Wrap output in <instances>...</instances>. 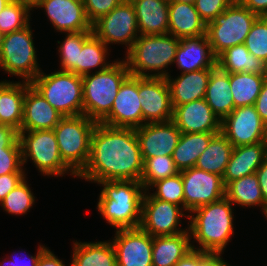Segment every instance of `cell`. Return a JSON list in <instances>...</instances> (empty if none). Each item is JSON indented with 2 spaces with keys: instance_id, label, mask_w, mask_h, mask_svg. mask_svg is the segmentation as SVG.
Segmentation results:
<instances>
[{
  "instance_id": "ac0fdd59",
  "label": "cell",
  "mask_w": 267,
  "mask_h": 266,
  "mask_svg": "<svg viewBox=\"0 0 267 266\" xmlns=\"http://www.w3.org/2000/svg\"><path fill=\"white\" fill-rule=\"evenodd\" d=\"M143 162L152 157L172 156L181 132L172 122L145 123L135 128Z\"/></svg>"
},
{
  "instance_id": "cb8c5ba5",
  "label": "cell",
  "mask_w": 267,
  "mask_h": 266,
  "mask_svg": "<svg viewBox=\"0 0 267 266\" xmlns=\"http://www.w3.org/2000/svg\"><path fill=\"white\" fill-rule=\"evenodd\" d=\"M202 69L194 72L180 73L173 78L169 74L166 81L169 86L172 107L190 103L198 99H204L211 71Z\"/></svg>"
},
{
  "instance_id": "8992f818",
  "label": "cell",
  "mask_w": 267,
  "mask_h": 266,
  "mask_svg": "<svg viewBox=\"0 0 267 266\" xmlns=\"http://www.w3.org/2000/svg\"><path fill=\"white\" fill-rule=\"evenodd\" d=\"M97 122L86 115L65 116L53 129L63 162L78 176L85 168Z\"/></svg>"
},
{
  "instance_id": "484cf974",
  "label": "cell",
  "mask_w": 267,
  "mask_h": 266,
  "mask_svg": "<svg viewBox=\"0 0 267 266\" xmlns=\"http://www.w3.org/2000/svg\"><path fill=\"white\" fill-rule=\"evenodd\" d=\"M168 33L176 38L199 37L206 34V23L195 6L184 2H169Z\"/></svg>"
},
{
  "instance_id": "680465c9",
  "label": "cell",
  "mask_w": 267,
  "mask_h": 266,
  "mask_svg": "<svg viewBox=\"0 0 267 266\" xmlns=\"http://www.w3.org/2000/svg\"><path fill=\"white\" fill-rule=\"evenodd\" d=\"M11 0H0V12L5 8V6L10 2Z\"/></svg>"
},
{
  "instance_id": "c3c4849f",
  "label": "cell",
  "mask_w": 267,
  "mask_h": 266,
  "mask_svg": "<svg viewBox=\"0 0 267 266\" xmlns=\"http://www.w3.org/2000/svg\"><path fill=\"white\" fill-rule=\"evenodd\" d=\"M222 252L200 251V266H232L222 258Z\"/></svg>"
},
{
  "instance_id": "ee69618b",
  "label": "cell",
  "mask_w": 267,
  "mask_h": 266,
  "mask_svg": "<svg viewBox=\"0 0 267 266\" xmlns=\"http://www.w3.org/2000/svg\"><path fill=\"white\" fill-rule=\"evenodd\" d=\"M233 2L234 0H196L194 6L200 18L207 24L218 14L223 13Z\"/></svg>"
},
{
  "instance_id": "816d5d0a",
  "label": "cell",
  "mask_w": 267,
  "mask_h": 266,
  "mask_svg": "<svg viewBox=\"0 0 267 266\" xmlns=\"http://www.w3.org/2000/svg\"><path fill=\"white\" fill-rule=\"evenodd\" d=\"M243 6L258 16H267V0H238Z\"/></svg>"
},
{
  "instance_id": "ba28073f",
  "label": "cell",
  "mask_w": 267,
  "mask_h": 266,
  "mask_svg": "<svg viewBox=\"0 0 267 266\" xmlns=\"http://www.w3.org/2000/svg\"><path fill=\"white\" fill-rule=\"evenodd\" d=\"M258 17L238 0H234L223 13L207 23L206 36L214 55L218 57L226 49L244 44Z\"/></svg>"
},
{
  "instance_id": "83f0119b",
  "label": "cell",
  "mask_w": 267,
  "mask_h": 266,
  "mask_svg": "<svg viewBox=\"0 0 267 266\" xmlns=\"http://www.w3.org/2000/svg\"><path fill=\"white\" fill-rule=\"evenodd\" d=\"M189 229L176 235L154 236L152 247L153 266H175L192 250Z\"/></svg>"
},
{
  "instance_id": "7bdbcfd3",
  "label": "cell",
  "mask_w": 267,
  "mask_h": 266,
  "mask_svg": "<svg viewBox=\"0 0 267 266\" xmlns=\"http://www.w3.org/2000/svg\"><path fill=\"white\" fill-rule=\"evenodd\" d=\"M21 148H0V175L25 173Z\"/></svg>"
},
{
  "instance_id": "f6af8a7d",
  "label": "cell",
  "mask_w": 267,
  "mask_h": 266,
  "mask_svg": "<svg viewBox=\"0 0 267 266\" xmlns=\"http://www.w3.org/2000/svg\"><path fill=\"white\" fill-rule=\"evenodd\" d=\"M123 0H83L88 21L93 24L99 18L107 15Z\"/></svg>"
},
{
  "instance_id": "6f0895ef",
  "label": "cell",
  "mask_w": 267,
  "mask_h": 266,
  "mask_svg": "<svg viewBox=\"0 0 267 266\" xmlns=\"http://www.w3.org/2000/svg\"><path fill=\"white\" fill-rule=\"evenodd\" d=\"M8 260H7L8 263H6V260L2 261L3 263L1 262L0 266H6V265L7 266H16L15 265V254H14V257H13V255L10 258L8 257Z\"/></svg>"
},
{
  "instance_id": "44dd1931",
  "label": "cell",
  "mask_w": 267,
  "mask_h": 266,
  "mask_svg": "<svg viewBox=\"0 0 267 266\" xmlns=\"http://www.w3.org/2000/svg\"><path fill=\"white\" fill-rule=\"evenodd\" d=\"M174 64L182 71L180 73L214 69L217 66V57L212 51L206 34L180 39Z\"/></svg>"
},
{
  "instance_id": "b9f144b4",
  "label": "cell",
  "mask_w": 267,
  "mask_h": 266,
  "mask_svg": "<svg viewBox=\"0 0 267 266\" xmlns=\"http://www.w3.org/2000/svg\"><path fill=\"white\" fill-rule=\"evenodd\" d=\"M244 45L251 54L267 64V16H259L255 20Z\"/></svg>"
},
{
  "instance_id": "d4e9b609",
  "label": "cell",
  "mask_w": 267,
  "mask_h": 266,
  "mask_svg": "<svg viewBox=\"0 0 267 266\" xmlns=\"http://www.w3.org/2000/svg\"><path fill=\"white\" fill-rule=\"evenodd\" d=\"M21 82L0 81V124L13 127L18 132L23 121L26 89L31 84Z\"/></svg>"
},
{
  "instance_id": "836d02e7",
  "label": "cell",
  "mask_w": 267,
  "mask_h": 266,
  "mask_svg": "<svg viewBox=\"0 0 267 266\" xmlns=\"http://www.w3.org/2000/svg\"><path fill=\"white\" fill-rule=\"evenodd\" d=\"M234 147L220 132L210 141L194 167L223 177Z\"/></svg>"
},
{
  "instance_id": "7402d4cb",
  "label": "cell",
  "mask_w": 267,
  "mask_h": 266,
  "mask_svg": "<svg viewBox=\"0 0 267 266\" xmlns=\"http://www.w3.org/2000/svg\"><path fill=\"white\" fill-rule=\"evenodd\" d=\"M62 118L31 84L27 87L20 131L52 130Z\"/></svg>"
},
{
  "instance_id": "d6986e66",
  "label": "cell",
  "mask_w": 267,
  "mask_h": 266,
  "mask_svg": "<svg viewBox=\"0 0 267 266\" xmlns=\"http://www.w3.org/2000/svg\"><path fill=\"white\" fill-rule=\"evenodd\" d=\"M44 9L53 28L61 33L92 31L83 0H42L36 7Z\"/></svg>"
},
{
  "instance_id": "681fc988",
  "label": "cell",
  "mask_w": 267,
  "mask_h": 266,
  "mask_svg": "<svg viewBox=\"0 0 267 266\" xmlns=\"http://www.w3.org/2000/svg\"><path fill=\"white\" fill-rule=\"evenodd\" d=\"M254 107L261 119L267 124V76L265 77L261 91L254 103Z\"/></svg>"
},
{
  "instance_id": "74e56055",
  "label": "cell",
  "mask_w": 267,
  "mask_h": 266,
  "mask_svg": "<svg viewBox=\"0 0 267 266\" xmlns=\"http://www.w3.org/2000/svg\"><path fill=\"white\" fill-rule=\"evenodd\" d=\"M180 173L176 167L172 156H157L148 158L143 162V173L140 179L144 190H149L150 186L158 180L175 176Z\"/></svg>"
},
{
  "instance_id": "4316f807",
  "label": "cell",
  "mask_w": 267,
  "mask_h": 266,
  "mask_svg": "<svg viewBox=\"0 0 267 266\" xmlns=\"http://www.w3.org/2000/svg\"><path fill=\"white\" fill-rule=\"evenodd\" d=\"M137 16L140 35L168 33L169 2L162 0H130Z\"/></svg>"
},
{
  "instance_id": "e575fe53",
  "label": "cell",
  "mask_w": 267,
  "mask_h": 266,
  "mask_svg": "<svg viewBox=\"0 0 267 266\" xmlns=\"http://www.w3.org/2000/svg\"><path fill=\"white\" fill-rule=\"evenodd\" d=\"M267 75L229 73L234 108L254 105Z\"/></svg>"
},
{
  "instance_id": "1f68e13d",
  "label": "cell",
  "mask_w": 267,
  "mask_h": 266,
  "mask_svg": "<svg viewBox=\"0 0 267 266\" xmlns=\"http://www.w3.org/2000/svg\"><path fill=\"white\" fill-rule=\"evenodd\" d=\"M225 197L233 205L241 207L259 206L267 219V205L264 203L258 178L255 173L234 180L225 186Z\"/></svg>"
},
{
  "instance_id": "ffe728a7",
  "label": "cell",
  "mask_w": 267,
  "mask_h": 266,
  "mask_svg": "<svg viewBox=\"0 0 267 266\" xmlns=\"http://www.w3.org/2000/svg\"><path fill=\"white\" fill-rule=\"evenodd\" d=\"M181 133H220L221 120L212 111L205 99L173 108L171 120Z\"/></svg>"
},
{
  "instance_id": "7dc6e473",
  "label": "cell",
  "mask_w": 267,
  "mask_h": 266,
  "mask_svg": "<svg viewBox=\"0 0 267 266\" xmlns=\"http://www.w3.org/2000/svg\"><path fill=\"white\" fill-rule=\"evenodd\" d=\"M0 148H21L18 131L13 127L0 124Z\"/></svg>"
},
{
  "instance_id": "7c38bea8",
  "label": "cell",
  "mask_w": 267,
  "mask_h": 266,
  "mask_svg": "<svg viewBox=\"0 0 267 266\" xmlns=\"http://www.w3.org/2000/svg\"><path fill=\"white\" fill-rule=\"evenodd\" d=\"M183 210L177 204L154 198L149 190H145L139 227L152 237L186 232L188 227L180 228L182 227L180 219L189 216Z\"/></svg>"
},
{
  "instance_id": "9c48e42d",
  "label": "cell",
  "mask_w": 267,
  "mask_h": 266,
  "mask_svg": "<svg viewBox=\"0 0 267 266\" xmlns=\"http://www.w3.org/2000/svg\"><path fill=\"white\" fill-rule=\"evenodd\" d=\"M23 165L30 159L44 176L77 175L63 162L54 130L19 131ZM70 171V172H69Z\"/></svg>"
},
{
  "instance_id": "db71d44e",
  "label": "cell",
  "mask_w": 267,
  "mask_h": 266,
  "mask_svg": "<svg viewBox=\"0 0 267 266\" xmlns=\"http://www.w3.org/2000/svg\"><path fill=\"white\" fill-rule=\"evenodd\" d=\"M175 266H200V250L192 249Z\"/></svg>"
},
{
  "instance_id": "8fae6325",
  "label": "cell",
  "mask_w": 267,
  "mask_h": 266,
  "mask_svg": "<svg viewBox=\"0 0 267 266\" xmlns=\"http://www.w3.org/2000/svg\"><path fill=\"white\" fill-rule=\"evenodd\" d=\"M92 33L107 46L124 44L127 53L140 35L137 16L131 1L123 0L107 15L95 21L92 24Z\"/></svg>"
},
{
  "instance_id": "9f6ffc18",
  "label": "cell",
  "mask_w": 267,
  "mask_h": 266,
  "mask_svg": "<svg viewBox=\"0 0 267 266\" xmlns=\"http://www.w3.org/2000/svg\"><path fill=\"white\" fill-rule=\"evenodd\" d=\"M19 1L22 5L27 6L31 11L33 8H36L42 0H17Z\"/></svg>"
},
{
  "instance_id": "5b68a950",
  "label": "cell",
  "mask_w": 267,
  "mask_h": 266,
  "mask_svg": "<svg viewBox=\"0 0 267 266\" xmlns=\"http://www.w3.org/2000/svg\"><path fill=\"white\" fill-rule=\"evenodd\" d=\"M130 75L124 59L107 69L82 76L83 114L100 123L111 111L123 81Z\"/></svg>"
},
{
  "instance_id": "8d00e7d4",
  "label": "cell",
  "mask_w": 267,
  "mask_h": 266,
  "mask_svg": "<svg viewBox=\"0 0 267 266\" xmlns=\"http://www.w3.org/2000/svg\"><path fill=\"white\" fill-rule=\"evenodd\" d=\"M92 34V31L65 33V39L58 47L60 54V70L78 75V56L83 42Z\"/></svg>"
},
{
  "instance_id": "7a4b0ae2",
  "label": "cell",
  "mask_w": 267,
  "mask_h": 266,
  "mask_svg": "<svg viewBox=\"0 0 267 266\" xmlns=\"http://www.w3.org/2000/svg\"><path fill=\"white\" fill-rule=\"evenodd\" d=\"M233 204L226 198L198 207L188 216L192 249L223 252L234 235Z\"/></svg>"
},
{
  "instance_id": "4dcf8cb0",
  "label": "cell",
  "mask_w": 267,
  "mask_h": 266,
  "mask_svg": "<svg viewBox=\"0 0 267 266\" xmlns=\"http://www.w3.org/2000/svg\"><path fill=\"white\" fill-rule=\"evenodd\" d=\"M217 66L228 73L267 75V64L251 54L244 44L226 49L217 57Z\"/></svg>"
},
{
  "instance_id": "d6a6232c",
  "label": "cell",
  "mask_w": 267,
  "mask_h": 266,
  "mask_svg": "<svg viewBox=\"0 0 267 266\" xmlns=\"http://www.w3.org/2000/svg\"><path fill=\"white\" fill-rule=\"evenodd\" d=\"M218 133H181L172 159L179 171L195 166L197 159Z\"/></svg>"
},
{
  "instance_id": "ab89813d",
  "label": "cell",
  "mask_w": 267,
  "mask_h": 266,
  "mask_svg": "<svg viewBox=\"0 0 267 266\" xmlns=\"http://www.w3.org/2000/svg\"><path fill=\"white\" fill-rule=\"evenodd\" d=\"M30 11L19 1H10L0 12V31L8 34L25 28L30 24Z\"/></svg>"
},
{
  "instance_id": "d590c367",
  "label": "cell",
  "mask_w": 267,
  "mask_h": 266,
  "mask_svg": "<svg viewBox=\"0 0 267 266\" xmlns=\"http://www.w3.org/2000/svg\"><path fill=\"white\" fill-rule=\"evenodd\" d=\"M109 47L97 38L93 33L83 42L82 50L78 56V75L83 76L91 73V70L102 71L112 63L107 62ZM98 68V69H96Z\"/></svg>"
},
{
  "instance_id": "52a82bcc",
  "label": "cell",
  "mask_w": 267,
  "mask_h": 266,
  "mask_svg": "<svg viewBox=\"0 0 267 266\" xmlns=\"http://www.w3.org/2000/svg\"><path fill=\"white\" fill-rule=\"evenodd\" d=\"M31 85L63 117L83 114L82 76L68 71H41Z\"/></svg>"
},
{
  "instance_id": "f907efd6",
  "label": "cell",
  "mask_w": 267,
  "mask_h": 266,
  "mask_svg": "<svg viewBox=\"0 0 267 266\" xmlns=\"http://www.w3.org/2000/svg\"><path fill=\"white\" fill-rule=\"evenodd\" d=\"M37 266H66L48 247L41 253ZM71 266V264L69 265Z\"/></svg>"
},
{
  "instance_id": "30bf717a",
  "label": "cell",
  "mask_w": 267,
  "mask_h": 266,
  "mask_svg": "<svg viewBox=\"0 0 267 266\" xmlns=\"http://www.w3.org/2000/svg\"><path fill=\"white\" fill-rule=\"evenodd\" d=\"M30 24L4 35L0 50V68L25 82H32L42 71L39 68L36 47Z\"/></svg>"
},
{
  "instance_id": "9a60e30c",
  "label": "cell",
  "mask_w": 267,
  "mask_h": 266,
  "mask_svg": "<svg viewBox=\"0 0 267 266\" xmlns=\"http://www.w3.org/2000/svg\"><path fill=\"white\" fill-rule=\"evenodd\" d=\"M142 125L172 120L173 107L166 78L138 77Z\"/></svg>"
},
{
  "instance_id": "4fadbf2b",
  "label": "cell",
  "mask_w": 267,
  "mask_h": 266,
  "mask_svg": "<svg viewBox=\"0 0 267 266\" xmlns=\"http://www.w3.org/2000/svg\"><path fill=\"white\" fill-rule=\"evenodd\" d=\"M180 172L183 181L184 210L186 213L225 197V185L222 176L196 167Z\"/></svg>"
},
{
  "instance_id": "277c9868",
  "label": "cell",
  "mask_w": 267,
  "mask_h": 266,
  "mask_svg": "<svg viewBox=\"0 0 267 266\" xmlns=\"http://www.w3.org/2000/svg\"><path fill=\"white\" fill-rule=\"evenodd\" d=\"M179 42V38L169 33L139 35L124 58L130 75L166 78L170 73L166 68L174 64Z\"/></svg>"
},
{
  "instance_id": "6125c7cd",
  "label": "cell",
  "mask_w": 267,
  "mask_h": 266,
  "mask_svg": "<svg viewBox=\"0 0 267 266\" xmlns=\"http://www.w3.org/2000/svg\"><path fill=\"white\" fill-rule=\"evenodd\" d=\"M266 142H267V124H266Z\"/></svg>"
},
{
  "instance_id": "f5cc1de1",
  "label": "cell",
  "mask_w": 267,
  "mask_h": 266,
  "mask_svg": "<svg viewBox=\"0 0 267 266\" xmlns=\"http://www.w3.org/2000/svg\"><path fill=\"white\" fill-rule=\"evenodd\" d=\"M255 174L258 178L264 203L267 205V159L261 164Z\"/></svg>"
},
{
  "instance_id": "e0dca14e",
  "label": "cell",
  "mask_w": 267,
  "mask_h": 266,
  "mask_svg": "<svg viewBox=\"0 0 267 266\" xmlns=\"http://www.w3.org/2000/svg\"><path fill=\"white\" fill-rule=\"evenodd\" d=\"M110 127L142 126V107L138 92V76L129 75L121 84L110 113L100 122Z\"/></svg>"
},
{
  "instance_id": "bcb514c9",
  "label": "cell",
  "mask_w": 267,
  "mask_h": 266,
  "mask_svg": "<svg viewBox=\"0 0 267 266\" xmlns=\"http://www.w3.org/2000/svg\"><path fill=\"white\" fill-rule=\"evenodd\" d=\"M25 177H26V173H10V174L0 175V202Z\"/></svg>"
},
{
  "instance_id": "91938a15",
  "label": "cell",
  "mask_w": 267,
  "mask_h": 266,
  "mask_svg": "<svg viewBox=\"0 0 267 266\" xmlns=\"http://www.w3.org/2000/svg\"><path fill=\"white\" fill-rule=\"evenodd\" d=\"M170 1L184 2V3H190L194 5L196 0H170Z\"/></svg>"
},
{
  "instance_id": "f1b7e54d",
  "label": "cell",
  "mask_w": 267,
  "mask_h": 266,
  "mask_svg": "<svg viewBox=\"0 0 267 266\" xmlns=\"http://www.w3.org/2000/svg\"><path fill=\"white\" fill-rule=\"evenodd\" d=\"M230 86L229 73L216 66L211 71L204 99L221 121L235 109Z\"/></svg>"
},
{
  "instance_id": "94428289",
  "label": "cell",
  "mask_w": 267,
  "mask_h": 266,
  "mask_svg": "<svg viewBox=\"0 0 267 266\" xmlns=\"http://www.w3.org/2000/svg\"><path fill=\"white\" fill-rule=\"evenodd\" d=\"M4 33L0 31V50H1V47H2V43H3V39H4Z\"/></svg>"
},
{
  "instance_id": "f35d334b",
  "label": "cell",
  "mask_w": 267,
  "mask_h": 266,
  "mask_svg": "<svg viewBox=\"0 0 267 266\" xmlns=\"http://www.w3.org/2000/svg\"><path fill=\"white\" fill-rule=\"evenodd\" d=\"M26 177L0 202L4 211L14 215H24L35 203V196Z\"/></svg>"
},
{
  "instance_id": "11a10c76",
  "label": "cell",
  "mask_w": 267,
  "mask_h": 266,
  "mask_svg": "<svg viewBox=\"0 0 267 266\" xmlns=\"http://www.w3.org/2000/svg\"><path fill=\"white\" fill-rule=\"evenodd\" d=\"M39 248L37 249V253H36V255L35 256H29V258L30 259H28L29 260V262H27V264L25 265V264H23L25 261H23L22 259H21V257H19V256H21V255H18V258H20V260L17 258V257H15V265L16 266H37V263H38V260H39V257H40V255H41V253L47 248L46 246H43V245H39L38 246ZM22 254V253H21ZM16 256V255H15ZM17 258V259H16ZM23 258V257H22ZM25 259V258H24ZM22 261H23V263H22Z\"/></svg>"
},
{
  "instance_id": "2e32d148",
  "label": "cell",
  "mask_w": 267,
  "mask_h": 266,
  "mask_svg": "<svg viewBox=\"0 0 267 266\" xmlns=\"http://www.w3.org/2000/svg\"><path fill=\"white\" fill-rule=\"evenodd\" d=\"M110 241L115 250L117 266H153V237L140 227L117 229Z\"/></svg>"
},
{
  "instance_id": "5bb4252c",
  "label": "cell",
  "mask_w": 267,
  "mask_h": 266,
  "mask_svg": "<svg viewBox=\"0 0 267 266\" xmlns=\"http://www.w3.org/2000/svg\"><path fill=\"white\" fill-rule=\"evenodd\" d=\"M221 133L234 148L266 142V123L254 105L236 107L221 121Z\"/></svg>"
},
{
  "instance_id": "60d3db41",
  "label": "cell",
  "mask_w": 267,
  "mask_h": 266,
  "mask_svg": "<svg viewBox=\"0 0 267 266\" xmlns=\"http://www.w3.org/2000/svg\"><path fill=\"white\" fill-rule=\"evenodd\" d=\"M154 187L156 191L153 193L150 192L154 198L177 204L184 209V191L181 172L175 176L156 181L149 189H154Z\"/></svg>"
},
{
  "instance_id": "f546056e",
  "label": "cell",
  "mask_w": 267,
  "mask_h": 266,
  "mask_svg": "<svg viewBox=\"0 0 267 266\" xmlns=\"http://www.w3.org/2000/svg\"><path fill=\"white\" fill-rule=\"evenodd\" d=\"M71 266H117L114 247L110 240L74 241Z\"/></svg>"
},
{
  "instance_id": "3957f363",
  "label": "cell",
  "mask_w": 267,
  "mask_h": 266,
  "mask_svg": "<svg viewBox=\"0 0 267 266\" xmlns=\"http://www.w3.org/2000/svg\"><path fill=\"white\" fill-rule=\"evenodd\" d=\"M97 184L103 187L97 201V209L107 223L116 230L139 227L145 193L142 183L133 180H111Z\"/></svg>"
},
{
  "instance_id": "6da1fadb",
  "label": "cell",
  "mask_w": 267,
  "mask_h": 266,
  "mask_svg": "<svg viewBox=\"0 0 267 266\" xmlns=\"http://www.w3.org/2000/svg\"><path fill=\"white\" fill-rule=\"evenodd\" d=\"M142 173L143 159L135 128L97 123L91 136L87 164L77 178L94 183L111 180L140 182Z\"/></svg>"
},
{
  "instance_id": "603a6c76",
  "label": "cell",
  "mask_w": 267,
  "mask_h": 266,
  "mask_svg": "<svg viewBox=\"0 0 267 266\" xmlns=\"http://www.w3.org/2000/svg\"><path fill=\"white\" fill-rule=\"evenodd\" d=\"M266 159L267 142L235 147L222 177L224 185L255 173Z\"/></svg>"
}]
</instances>
